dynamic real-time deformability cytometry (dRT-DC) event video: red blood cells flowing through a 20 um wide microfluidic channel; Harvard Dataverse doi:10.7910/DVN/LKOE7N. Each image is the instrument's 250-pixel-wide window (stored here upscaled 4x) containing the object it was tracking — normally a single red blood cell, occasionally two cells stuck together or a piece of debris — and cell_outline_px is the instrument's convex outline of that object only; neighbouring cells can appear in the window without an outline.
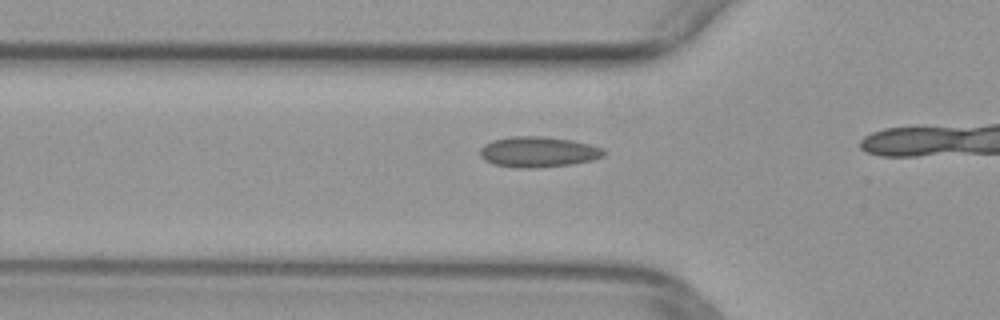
{"species": "common noctule bat (a hibernating species)", "species_latin": "Nyctalus noctula", "temperature_condition": "warm", "stored_images_in_passage": 4, "camera_frame_rate_fps": 3000, "um_per_image_px": 0.085, "animal": {"sex": "female", "body_mass_g": 29.2, "forearm_length_mm": 56.3}, "frame": {"image": 1, "passage_image": 2, "time_ms": 0.333, "image_size_px": [1000, 320], "cell_outline_px": [[604, 156], [592, 160], [572, 164], [536, 168], [512, 168], [492, 164], [484, 160], [480, 156], [480, 148], [484, 144], [492, 140], [512, 136], [540, 136], [572, 140], [604, 148]], "centroid_in_image_um": [45.71, 12.92], "position_along_channel_um": 80.1, "area_um2": 22.25}}